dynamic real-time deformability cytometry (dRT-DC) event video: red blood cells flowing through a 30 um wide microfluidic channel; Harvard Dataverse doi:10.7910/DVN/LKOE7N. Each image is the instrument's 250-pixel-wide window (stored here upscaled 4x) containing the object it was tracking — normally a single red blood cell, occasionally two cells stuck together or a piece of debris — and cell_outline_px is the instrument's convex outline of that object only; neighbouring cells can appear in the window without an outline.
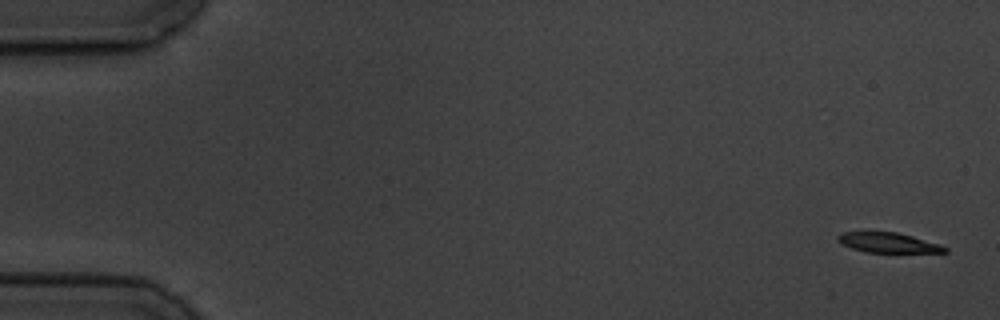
{"species": "common noctule bat (a hibernating species)", "species_latin": "Nyctalus noctula", "temperature_condition": "cold", "stored_images_in_passage": 5, "camera_frame_rate_fps": 3000, "um_per_image_px": 0.085, "animal": {"sex": "male", "body_mass_g": 19.5, "forearm_length_mm": 54.6}, "frame": {"image": 1, "passage_image": 1, "time_ms": 0.0, "image_size_px": [1000, 320], "cell_outline_px": [[948, 252], [864, 252], [840, 244], [836, 240], [836, 236], [840, 232], [896, 232], [912, 236], [940, 244], [948, 248]], "centroid_in_image_um": [75.44, 20.62], "position_along_channel_um": 9.6, "area_um2": 12.48}}
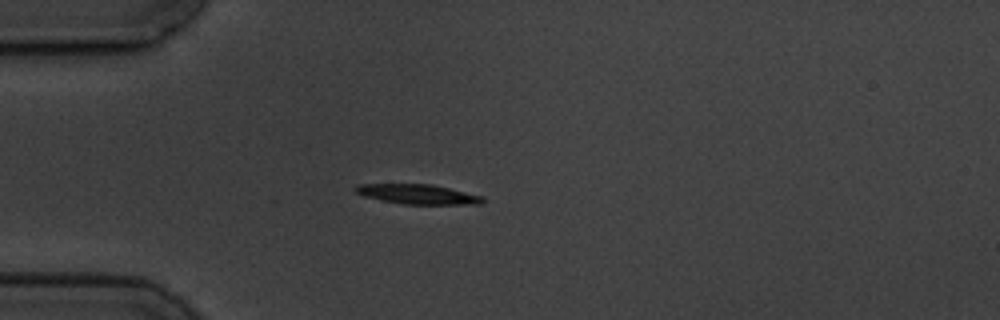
{"frame": {"image": 2, "passage_image": 5, "time_ms": 4.667, "image_size_px": [1000, 320], "cell_outline_px": [[484, 200], [480, 204], [404, 204], [380, 200], [364, 196], [356, 192], [352, 188], [360, 184], [432, 184], [484, 196]], "centroid_in_image_um": [35.51, 16.5], "position_along_channel_um": 49.5, "area_um2": 14.62}}